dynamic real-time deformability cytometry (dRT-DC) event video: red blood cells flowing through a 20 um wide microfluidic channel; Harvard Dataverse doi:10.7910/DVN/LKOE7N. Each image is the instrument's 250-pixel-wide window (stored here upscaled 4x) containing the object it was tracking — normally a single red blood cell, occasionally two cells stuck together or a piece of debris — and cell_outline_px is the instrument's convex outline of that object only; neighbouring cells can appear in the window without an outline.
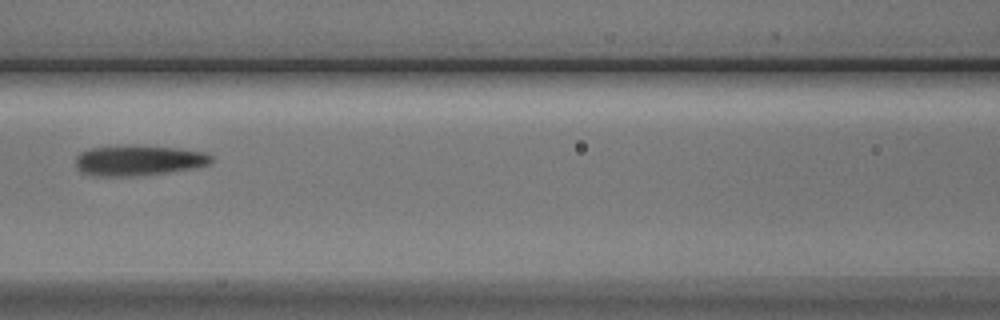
{"species": "Egyptian fruit bat (a non-hibernating species)", "species_latin": "Rousettus aegyptiacus", "temperature_condition": "cold", "stored_images_in_passage": 5, "camera_frame_rate_fps": 3000, "um_per_image_px": 0.085, "animal": {"sex": "male"}, "frame": {"image": 1, "passage_image": 5, "time_ms": 4.667, "image_size_px": [1000, 320], "cell_outline_px": [[212, 164], [192, 168], [168, 172], [132, 176], [92, 176], [80, 172], [76, 168], [76, 156], [80, 152], [92, 148], [176, 148], [204, 152], [212, 156]], "centroid_in_image_um": [11.76, 13.69], "position_along_channel_um": 154.8, "area_um2": 23.06}}